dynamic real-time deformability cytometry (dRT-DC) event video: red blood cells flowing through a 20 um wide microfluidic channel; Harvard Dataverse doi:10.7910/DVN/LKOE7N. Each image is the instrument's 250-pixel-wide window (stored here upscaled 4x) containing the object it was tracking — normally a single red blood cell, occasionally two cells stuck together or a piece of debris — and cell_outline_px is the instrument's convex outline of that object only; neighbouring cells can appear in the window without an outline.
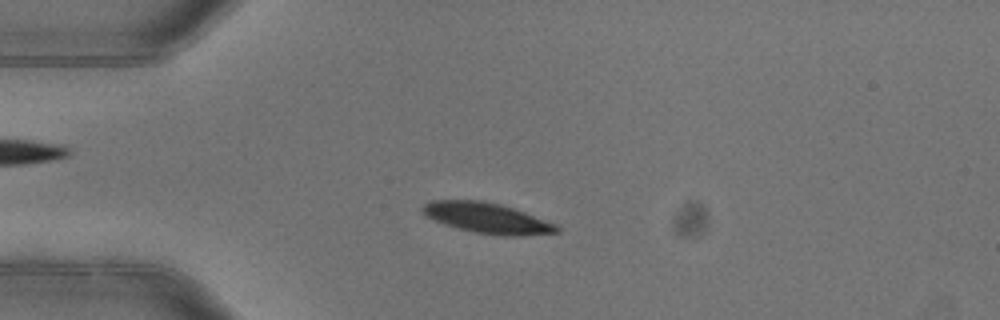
{"species": "common noctule bat (a hibernating species)", "species_latin": "Nyctalus noctula", "temperature_condition": "warm", "stored_images_in_passage": 4, "camera_frame_rate_fps": 3000, "um_per_image_px": 0.085, "animal": {"sex": "female"}, "frame": {"image": 1, "passage_image": 2, "time_ms": 0.333, "image_size_px": [1000, 320], "cell_outline_px": [[560, 232], [520, 236], [504, 236], [476, 232], [444, 224], [428, 216], [420, 208], [424, 204], [432, 200], [480, 200], [500, 204], [524, 212], [556, 224], [560, 228]], "centroid_in_image_um": [41.44, 18.53], "position_along_channel_um": 43.6, "area_um2": 23.47}}